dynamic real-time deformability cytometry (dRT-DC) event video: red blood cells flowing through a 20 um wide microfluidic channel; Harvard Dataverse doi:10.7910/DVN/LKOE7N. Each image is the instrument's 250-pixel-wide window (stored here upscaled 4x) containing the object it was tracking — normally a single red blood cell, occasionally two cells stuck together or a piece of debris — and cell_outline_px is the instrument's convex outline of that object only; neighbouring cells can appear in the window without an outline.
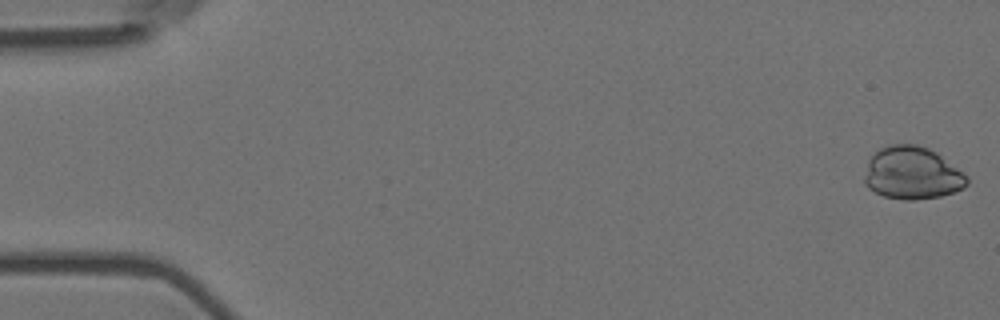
{"species": "Egyptian fruit bat (a non-hibernating species)", "species_latin": "Rousettus aegyptiacus", "temperature_condition": "room temperature", "stored_images_in_passage": 52, "camera_frame_rate_fps": 3000, "um_per_image_px": 0.085, "animal": {"sex": "female"}, "frame": {"image": 1, "passage_image": 1, "time_ms": 0.0, "image_size_px": [1000, 320], "cell_outline_px": [[968, 184], [964, 188], [940, 196], [916, 200], [904, 200], [884, 196], [868, 188], [864, 184], [864, 176], [868, 160], [880, 148], [888, 144], [916, 144], [928, 148], [936, 152], [968, 176]], "centroid_in_image_um": [77.52, 14.72], "position_along_channel_um": 7.5, "area_um2": 31.5}}
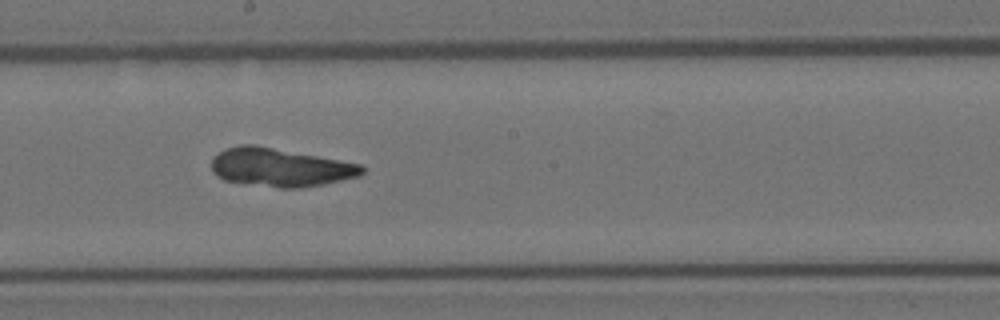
{"frame": {"image": 2, "passage_image": 30, "time_ms": 9.667, "image_size_px": [1000, 320], "cell_outline_px": [[364, 172], [360, 176], [324, 184], [300, 188], [280, 188], [224, 180], [216, 176], [212, 172], [212, 156], [228, 148], [240, 144], [256, 144], [340, 160], [360, 164], [364, 168]], "centroid_in_image_um": [23.81, 14.22], "position_along_channel_um": 224.4, "area_um2": 33.7}}
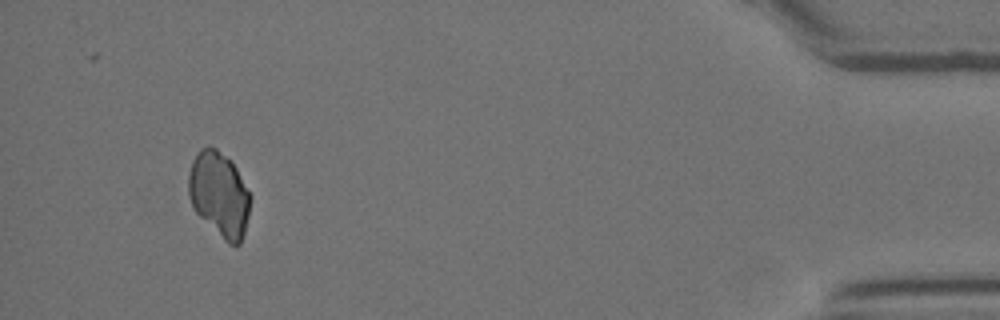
{"frame": {"image": 3, "passage_image": 51, "time_ms": 16.667, "image_size_px": [1000, 320], "cell_outline_px": [[252, 196], [248, 216], [244, 232], [240, 244], [228, 244], [192, 208], [188, 196], [188, 176], [192, 160], [200, 148], [216, 148], [236, 168]], "centroid_in_image_um": [18.63, 16.53], "position_along_channel_um": 416.6, "area_um2": 30.35}}